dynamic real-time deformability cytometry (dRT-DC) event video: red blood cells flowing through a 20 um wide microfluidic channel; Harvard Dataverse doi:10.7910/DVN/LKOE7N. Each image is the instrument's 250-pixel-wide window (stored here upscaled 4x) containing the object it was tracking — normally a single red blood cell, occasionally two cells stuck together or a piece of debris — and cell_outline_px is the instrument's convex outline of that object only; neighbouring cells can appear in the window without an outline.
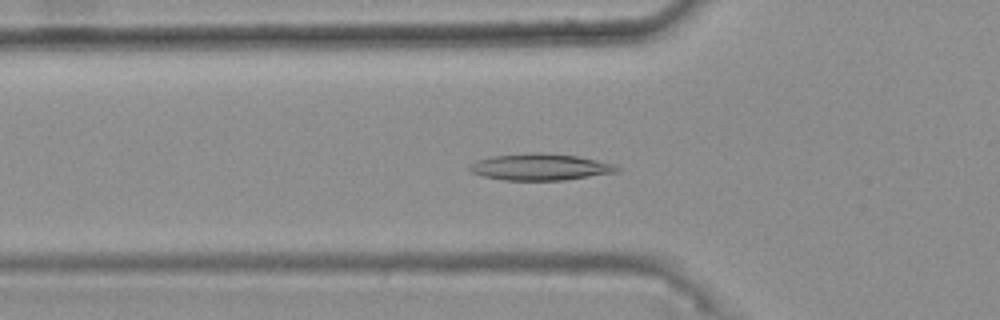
{"species": "common noctule bat (a hibernating species)", "species_latin": "Nyctalus noctula", "temperature_condition": "warm", "stored_images_in_passage": 46, "camera_frame_rate_fps": 3000, "um_per_image_px": 0.085, "animal": {"sex": "female", "body_mass_g": 25.1}, "frame": {"image": 1, "passage_image": 18, "time_ms": 5.667, "image_size_px": [1000, 320], "cell_outline_px": [[620, 172], [564, 180], [504, 180], [484, 176], [472, 172], [468, 168], [476, 160], [492, 156], [536, 152], [540, 152], [576, 156], [616, 164], [620, 168]], "centroid_in_image_um": [45.97, 14.19], "position_along_channel_um": 79.8, "area_um2": 22.77}}
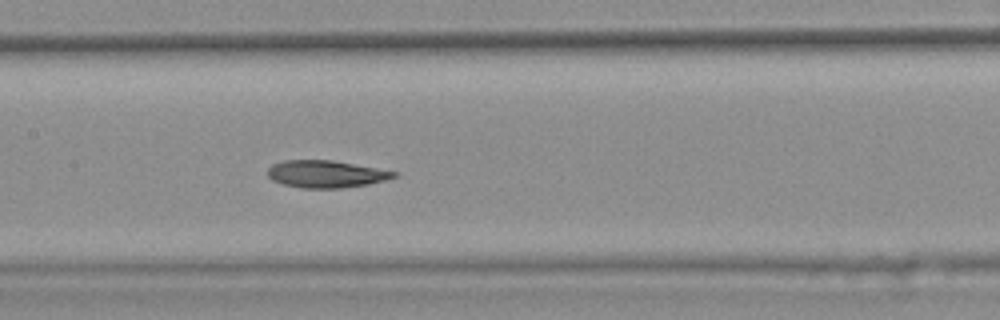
{"frame": {"image": 2, "passage_image": 26, "time_ms": 8.333, "image_size_px": [1000, 320], "cell_outline_px": [[400, 172], [396, 176], [384, 180], [368, 184], [340, 188], [300, 188], [284, 184], [272, 180], [268, 176], [268, 168], [272, 164], [284, 160], [332, 160]], "centroid_in_image_um": [27.7, 14.79], "position_along_channel_um": 179.7, "area_um2": 20.0}}
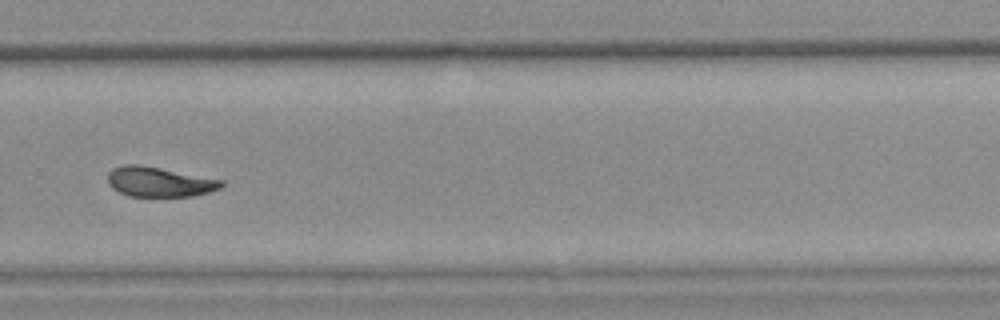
{"frame": {"image": 3, "passage_image": 37, "time_ms": 12.0, "image_size_px": [1000, 320], "cell_outline_px": [[224, 184], [220, 188], [208, 192], [192, 196], [128, 196], [112, 188], [108, 184], [108, 172], [112, 168], [124, 164], [140, 164], [224, 180]], "centroid_in_image_um": [13.52, 15.45], "position_along_channel_um": 316.3, "area_um2": 19.83}, "authors_computed_cell_mechanics": {"area_um2": 20.8658, "velocity_mm_per_s": 3.7353, "shape_relaxation_time_tau1_ms": null, "shape_relaxation_time_tau2_ms": 3.1151, "deformation_change_tau1": null, "deformation_change_tau2": 0.0921}}